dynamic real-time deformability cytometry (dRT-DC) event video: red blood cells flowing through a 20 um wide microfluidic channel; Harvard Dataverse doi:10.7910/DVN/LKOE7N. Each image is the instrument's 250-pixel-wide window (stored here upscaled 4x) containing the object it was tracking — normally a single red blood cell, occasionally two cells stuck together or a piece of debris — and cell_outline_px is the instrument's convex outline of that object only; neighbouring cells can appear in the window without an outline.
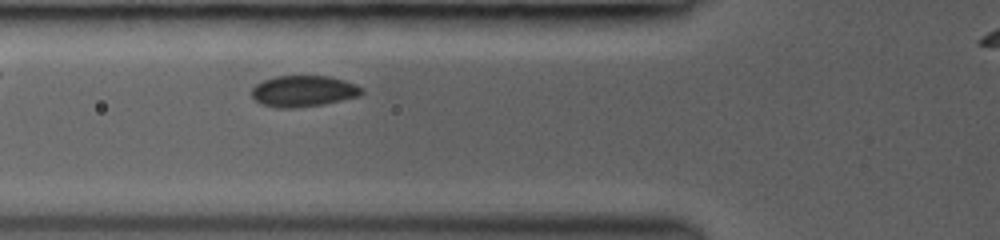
{"species": "common noctule bat (a hibernating species)", "species_latin": "Nyctalus noctula", "temperature_condition": "room temperature", "stored_images_in_passage": 4, "camera_frame_rate_fps": 3000, "um_per_image_px": 0.085, "animal": {"sex": "female", "body_mass_g": 19.0, "forearm_length_mm": 53.3}, "frame": {"image": 1, "passage_image": 4, "time_ms": 2.333, "image_size_px": [1000, 240], "cell_outline_px": [[364, 92], [360, 96], [324, 104], [296, 108], [276, 108], [260, 104], [252, 96], [252, 88], [256, 84], [264, 80], [276, 76], [328, 76], [344, 80], [356, 84], [364, 88]], "centroid_in_image_um": [25.81, 7.75], "position_along_channel_um": 100.0, "area_um2": 20.17}}